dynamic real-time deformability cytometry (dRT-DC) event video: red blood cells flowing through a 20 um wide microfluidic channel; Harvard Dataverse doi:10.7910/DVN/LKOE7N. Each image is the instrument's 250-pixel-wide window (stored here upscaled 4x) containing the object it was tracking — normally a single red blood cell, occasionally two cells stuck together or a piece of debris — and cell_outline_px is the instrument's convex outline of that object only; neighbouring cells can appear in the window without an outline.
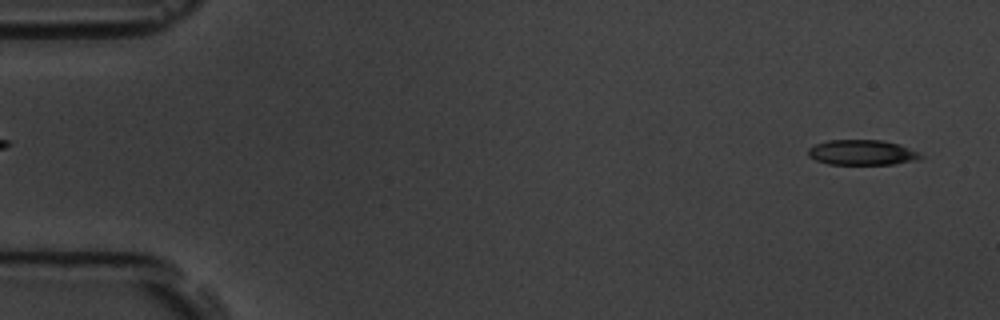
{"species": "common noctule bat (a hibernating species)", "species_latin": "Nyctalus noctula", "temperature_condition": "room temperature", "stored_images_in_passage": 4, "segment_of_instrument_passage": [2, 2], "camera_frame_rate_fps": 3000, "um_per_image_px": 0.085, "animal": {"sex": "male", "body_mass_g": 19.5, "forearm_length_mm": 54.6}, "frame": {"image": 1, "passage_image": 4, "time_ms": 4.333, "image_size_px": [1000, 320], "cell_outline_px": [[924, 156], [916, 160], [892, 164], [828, 164], [816, 160], [808, 156], [808, 148], [816, 144], [828, 140], [880, 140], [900, 144]], "centroid_in_image_um": [73.24, 12.96], "position_along_channel_um": 11.8, "area_um2": 16.36}}